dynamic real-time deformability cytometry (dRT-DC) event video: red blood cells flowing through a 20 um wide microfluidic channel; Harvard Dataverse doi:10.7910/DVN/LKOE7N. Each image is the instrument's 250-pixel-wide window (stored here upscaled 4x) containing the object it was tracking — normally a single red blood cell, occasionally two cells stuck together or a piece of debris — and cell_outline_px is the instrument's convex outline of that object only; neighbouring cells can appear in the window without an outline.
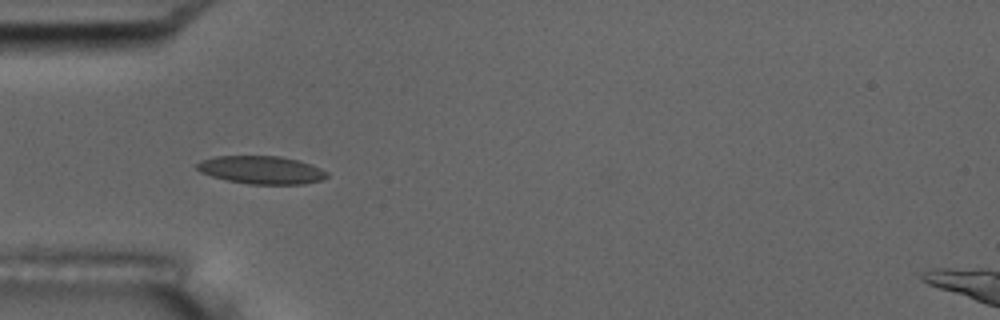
{"species": "common noctule bat (a hibernating species)", "species_latin": "Nyctalus noctula", "temperature_condition": "room temperature", "stored_images_in_passage": 5, "camera_frame_rate_fps": 3000, "um_per_image_px": 0.085, "animal": {"sex": "male", "body_mass_g": 17.5, "forearm_length_mm": 52.3}, "frame": {"image": 1, "passage_image": 4, "time_ms": 3.667, "image_size_px": [1000, 320], "cell_outline_px": [[328, 176], [320, 180], [304, 184], [248, 184], [228, 180], [212, 176], [200, 172], [196, 168], [196, 164], [200, 160], [216, 156], [280, 156], [300, 160], [312, 164], [328, 172]], "centroid_in_image_um": [22.23, 14.44], "position_along_channel_um": 62.8, "area_um2": 21.27}}